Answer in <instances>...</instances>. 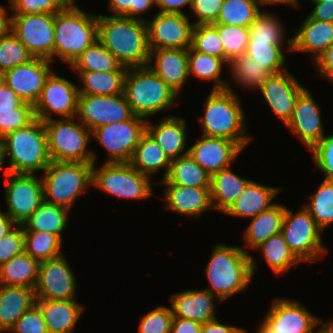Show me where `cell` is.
<instances>
[{
    "label": "cell",
    "instance_id": "obj_41",
    "mask_svg": "<svg viewBox=\"0 0 333 333\" xmlns=\"http://www.w3.org/2000/svg\"><path fill=\"white\" fill-rule=\"evenodd\" d=\"M257 249L261 251L267 265L278 276L300 263L290 251L281 232L272 235L267 241L258 246Z\"/></svg>",
    "mask_w": 333,
    "mask_h": 333
},
{
    "label": "cell",
    "instance_id": "obj_49",
    "mask_svg": "<svg viewBox=\"0 0 333 333\" xmlns=\"http://www.w3.org/2000/svg\"><path fill=\"white\" fill-rule=\"evenodd\" d=\"M191 48L197 52L221 58L226 64L229 63V60L224 56L222 42L218 36L217 29L212 24L193 26Z\"/></svg>",
    "mask_w": 333,
    "mask_h": 333
},
{
    "label": "cell",
    "instance_id": "obj_18",
    "mask_svg": "<svg viewBox=\"0 0 333 333\" xmlns=\"http://www.w3.org/2000/svg\"><path fill=\"white\" fill-rule=\"evenodd\" d=\"M148 27V45L150 49H188L191 47L193 22L186 13L158 12Z\"/></svg>",
    "mask_w": 333,
    "mask_h": 333
},
{
    "label": "cell",
    "instance_id": "obj_58",
    "mask_svg": "<svg viewBox=\"0 0 333 333\" xmlns=\"http://www.w3.org/2000/svg\"><path fill=\"white\" fill-rule=\"evenodd\" d=\"M24 101L6 84L0 87V113L15 112Z\"/></svg>",
    "mask_w": 333,
    "mask_h": 333
},
{
    "label": "cell",
    "instance_id": "obj_60",
    "mask_svg": "<svg viewBox=\"0 0 333 333\" xmlns=\"http://www.w3.org/2000/svg\"><path fill=\"white\" fill-rule=\"evenodd\" d=\"M201 333H247V330L237 326L223 325L217 318L202 324Z\"/></svg>",
    "mask_w": 333,
    "mask_h": 333
},
{
    "label": "cell",
    "instance_id": "obj_13",
    "mask_svg": "<svg viewBox=\"0 0 333 333\" xmlns=\"http://www.w3.org/2000/svg\"><path fill=\"white\" fill-rule=\"evenodd\" d=\"M5 212L15 225L23 226L44 201L41 178L35 174L5 172Z\"/></svg>",
    "mask_w": 333,
    "mask_h": 333
},
{
    "label": "cell",
    "instance_id": "obj_30",
    "mask_svg": "<svg viewBox=\"0 0 333 333\" xmlns=\"http://www.w3.org/2000/svg\"><path fill=\"white\" fill-rule=\"evenodd\" d=\"M35 304L34 289L0 285V333L9 331L15 322Z\"/></svg>",
    "mask_w": 333,
    "mask_h": 333
},
{
    "label": "cell",
    "instance_id": "obj_33",
    "mask_svg": "<svg viewBox=\"0 0 333 333\" xmlns=\"http://www.w3.org/2000/svg\"><path fill=\"white\" fill-rule=\"evenodd\" d=\"M286 206L274 203L268 210L253 217L246 226L243 239L249 249H255L267 241L272 235L281 232V226Z\"/></svg>",
    "mask_w": 333,
    "mask_h": 333
},
{
    "label": "cell",
    "instance_id": "obj_23",
    "mask_svg": "<svg viewBox=\"0 0 333 333\" xmlns=\"http://www.w3.org/2000/svg\"><path fill=\"white\" fill-rule=\"evenodd\" d=\"M148 66L180 95L189 78L188 49H150Z\"/></svg>",
    "mask_w": 333,
    "mask_h": 333
},
{
    "label": "cell",
    "instance_id": "obj_45",
    "mask_svg": "<svg viewBox=\"0 0 333 333\" xmlns=\"http://www.w3.org/2000/svg\"><path fill=\"white\" fill-rule=\"evenodd\" d=\"M24 251L39 262L56 258L61 252L62 240L49 232H24Z\"/></svg>",
    "mask_w": 333,
    "mask_h": 333
},
{
    "label": "cell",
    "instance_id": "obj_40",
    "mask_svg": "<svg viewBox=\"0 0 333 333\" xmlns=\"http://www.w3.org/2000/svg\"><path fill=\"white\" fill-rule=\"evenodd\" d=\"M72 71L109 72L128 70L127 67L105 48L98 40L81 53L70 65Z\"/></svg>",
    "mask_w": 333,
    "mask_h": 333
},
{
    "label": "cell",
    "instance_id": "obj_70",
    "mask_svg": "<svg viewBox=\"0 0 333 333\" xmlns=\"http://www.w3.org/2000/svg\"><path fill=\"white\" fill-rule=\"evenodd\" d=\"M4 169L2 164V153H1V143H0V170Z\"/></svg>",
    "mask_w": 333,
    "mask_h": 333
},
{
    "label": "cell",
    "instance_id": "obj_5",
    "mask_svg": "<svg viewBox=\"0 0 333 333\" xmlns=\"http://www.w3.org/2000/svg\"><path fill=\"white\" fill-rule=\"evenodd\" d=\"M97 40V15L83 11L77 4L54 14L53 61L57 56L71 65Z\"/></svg>",
    "mask_w": 333,
    "mask_h": 333
},
{
    "label": "cell",
    "instance_id": "obj_53",
    "mask_svg": "<svg viewBox=\"0 0 333 333\" xmlns=\"http://www.w3.org/2000/svg\"><path fill=\"white\" fill-rule=\"evenodd\" d=\"M310 152L316 168L326 175L324 180H333V134L324 135Z\"/></svg>",
    "mask_w": 333,
    "mask_h": 333
},
{
    "label": "cell",
    "instance_id": "obj_67",
    "mask_svg": "<svg viewBox=\"0 0 333 333\" xmlns=\"http://www.w3.org/2000/svg\"><path fill=\"white\" fill-rule=\"evenodd\" d=\"M259 5H278V4H285V5H290V6H299L298 0H258Z\"/></svg>",
    "mask_w": 333,
    "mask_h": 333
},
{
    "label": "cell",
    "instance_id": "obj_69",
    "mask_svg": "<svg viewBox=\"0 0 333 333\" xmlns=\"http://www.w3.org/2000/svg\"><path fill=\"white\" fill-rule=\"evenodd\" d=\"M5 85V71L0 70V87Z\"/></svg>",
    "mask_w": 333,
    "mask_h": 333
},
{
    "label": "cell",
    "instance_id": "obj_62",
    "mask_svg": "<svg viewBox=\"0 0 333 333\" xmlns=\"http://www.w3.org/2000/svg\"><path fill=\"white\" fill-rule=\"evenodd\" d=\"M193 0H155V5L159 7V12L161 13H181L183 12V7L189 5L191 7Z\"/></svg>",
    "mask_w": 333,
    "mask_h": 333
},
{
    "label": "cell",
    "instance_id": "obj_21",
    "mask_svg": "<svg viewBox=\"0 0 333 333\" xmlns=\"http://www.w3.org/2000/svg\"><path fill=\"white\" fill-rule=\"evenodd\" d=\"M242 150L234 141L202 135L193 146H190L188 153L211 177L229 168Z\"/></svg>",
    "mask_w": 333,
    "mask_h": 333
},
{
    "label": "cell",
    "instance_id": "obj_16",
    "mask_svg": "<svg viewBox=\"0 0 333 333\" xmlns=\"http://www.w3.org/2000/svg\"><path fill=\"white\" fill-rule=\"evenodd\" d=\"M78 88L69 80L53 71L46 78L41 94L34 104L35 118L43 122L53 119V114L61 118L77 115Z\"/></svg>",
    "mask_w": 333,
    "mask_h": 333
},
{
    "label": "cell",
    "instance_id": "obj_48",
    "mask_svg": "<svg viewBox=\"0 0 333 333\" xmlns=\"http://www.w3.org/2000/svg\"><path fill=\"white\" fill-rule=\"evenodd\" d=\"M32 59L34 56L11 30L0 37V70H10Z\"/></svg>",
    "mask_w": 333,
    "mask_h": 333
},
{
    "label": "cell",
    "instance_id": "obj_47",
    "mask_svg": "<svg viewBox=\"0 0 333 333\" xmlns=\"http://www.w3.org/2000/svg\"><path fill=\"white\" fill-rule=\"evenodd\" d=\"M222 42L224 56L230 61L245 54L249 42V27L229 24H212Z\"/></svg>",
    "mask_w": 333,
    "mask_h": 333
},
{
    "label": "cell",
    "instance_id": "obj_26",
    "mask_svg": "<svg viewBox=\"0 0 333 333\" xmlns=\"http://www.w3.org/2000/svg\"><path fill=\"white\" fill-rule=\"evenodd\" d=\"M147 121L146 131L155 139L170 160L188 153L186 148V120L176 115H168L153 125Z\"/></svg>",
    "mask_w": 333,
    "mask_h": 333
},
{
    "label": "cell",
    "instance_id": "obj_19",
    "mask_svg": "<svg viewBox=\"0 0 333 333\" xmlns=\"http://www.w3.org/2000/svg\"><path fill=\"white\" fill-rule=\"evenodd\" d=\"M305 89L292 73L271 74L258 89L274 114L286 126L291 120L297 97Z\"/></svg>",
    "mask_w": 333,
    "mask_h": 333
},
{
    "label": "cell",
    "instance_id": "obj_56",
    "mask_svg": "<svg viewBox=\"0 0 333 333\" xmlns=\"http://www.w3.org/2000/svg\"><path fill=\"white\" fill-rule=\"evenodd\" d=\"M224 0H193L191 9L198 17L194 25L213 24L217 21Z\"/></svg>",
    "mask_w": 333,
    "mask_h": 333
},
{
    "label": "cell",
    "instance_id": "obj_17",
    "mask_svg": "<svg viewBox=\"0 0 333 333\" xmlns=\"http://www.w3.org/2000/svg\"><path fill=\"white\" fill-rule=\"evenodd\" d=\"M65 255L39 263L34 288L36 300H72L77 295V280Z\"/></svg>",
    "mask_w": 333,
    "mask_h": 333
},
{
    "label": "cell",
    "instance_id": "obj_65",
    "mask_svg": "<svg viewBox=\"0 0 333 333\" xmlns=\"http://www.w3.org/2000/svg\"><path fill=\"white\" fill-rule=\"evenodd\" d=\"M15 226L13 220L0 209V239Z\"/></svg>",
    "mask_w": 333,
    "mask_h": 333
},
{
    "label": "cell",
    "instance_id": "obj_39",
    "mask_svg": "<svg viewBox=\"0 0 333 333\" xmlns=\"http://www.w3.org/2000/svg\"><path fill=\"white\" fill-rule=\"evenodd\" d=\"M287 46L283 44H270L262 41H249L245 55L255 59L271 74L283 72L286 69V58L284 51H292V37L286 40ZM283 47V49H282ZM285 48V49H284Z\"/></svg>",
    "mask_w": 333,
    "mask_h": 333
},
{
    "label": "cell",
    "instance_id": "obj_54",
    "mask_svg": "<svg viewBox=\"0 0 333 333\" xmlns=\"http://www.w3.org/2000/svg\"><path fill=\"white\" fill-rule=\"evenodd\" d=\"M24 249V229L21 225H15L0 239V265L23 253Z\"/></svg>",
    "mask_w": 333,
    "mask_h": 333
},
{
    "label": "cell",
    "instance_id": "obj_43",
    "mask_svg": "<svg viewBox=\"0 0 333 333\" xmlns=\"http://www.w3.org/2000/svg\"><path fill=\"white\" fill-rule=\"evenodd\" d=\"M303 207L324 232L333 223V180H324Z\"/></svg>",
    "mask_w": 333,
    "mask_h": 333
},
{
    "label": "cell",
    "instance_id": "obj_28",
    "mask_svg": "<svg viewBox=\"0 0 333 333\" xmlns=\"http://www.w3.org/2000/svg\"><path fill=\"white\" fill-rule=\"evenodd\" d=\"M280 191L281 187L262 185L251 180L223 214L252 219L273 206L274 202H271Z\"/></svg>",
    "mask_w": 333,
    "mask_h": 333
},
{
    "label": "cell",
    "instance_id": "obj_37",
    "mask_svg": "<svg viewBox=\"0 0 333 333\" xmlns=\"http://www.w3.org/2000/svg\"><path fill=\"white\" fill-rule=\"evenodd\" d=\"M164 179L173 185L210 188L211 177L187 153L177 159L171 160L168 174Z\"/></svg>",
    "mask_w": 333,
    "mask_h": 333
},
{
    "label": "cell",
    "instance_id": "obj_46",
    "mask_svg": "<svg viewBox=\"0 0 333 333\" xmlns=\"http://www.w3.org/2000/svg\"><path fill=\"white\" fill-rule=\"evenodd\" d=\"M278 18L268 11H261L249 26V41L284 43V29Z\"/></svg>",
    "mask_w": 333,
    "mask_h": 333
},
{
    "label": "cell",
    "instance_id": "obj_27",
    "mask_svg": "<svg viewBox=\"0 0 333 333\" xmlns=\"http://www.w3.org/2000/svg\"><path fill=\"white\" fill-rule=\"evenodd\" d=\"M294 34L291 36L292 51L312 53L315 61L333 44V22L310 19L307 16Z\"/></svg>",
    "mask_w": 333,
    "mask_h": 333
},
{
    "label": "cell",
    "instance_id": "obj_31",
    "mask_svg": "<svg viewBox=\"0 0 333 333\" xmlns=\"http://www.w3.org/2000/svg\"><path fill=\"white\" fill-rule=\"evenodd\" d=\"M128 163L139 173L149 177L163 169L165 171H162L164 173L162 174V179H164L168 174L171 160L155 139L146 131L134 149Z\"/></svg>",
    "mask_w": 333,
    "mask_h": 333
},
{
    "label": "cell",
    "instance_id": "obj_24",
    "mask_svg": "<svg viewBox=\"0 0 333 333\" xmlns=\"http://www.w3.org/2000/svg\"><path fill=\"white\" fill-rule=\"evenodd\" d=\"M164 185V200L168 211H175L178 215L199 218L204 212L213 209L210 188L185 187L173 185L162 179L159 184Z\"/></svg>",
    "mask_w": 333,
    "mask_h": 333
},
{
    "label": "cell",
    "instance_id": "obj_4",
    "mask_svg": "<svg viewBox=\"0 0 333 333\" xmlns=\"http://www.w3.org/2000/svg\"><path fill=\"white\" fill-rule=\"evenodd\" d=\"M237 94L234 90H211L204 102V116L199 120L202 135L225 138L244 149L252 137L246 134V117Z\"/></svg>",
    "mask_w": 333,
    "mask_h": 333
},
{
    "label": "cell",
    "instance_id": "obj_32",
    "mask_svg": "<svg viewBox=\"0 0 333 333\" xmlns=\"http://www.w3.org/2000/svg\"><path fill=\"white\" fill-rule=\"evenodd\" d=\"M250 181V179L238 176L230 168L213 174L210 180V197L213 210L224 213L242 194Z\"/></svg>",
    "mask_w": 333,
    "mask_h": 333
},
{
    "label": "cell",
    "instance_id": "obj_12",
    "mask_svg": "<svg viewBox=\"0 0 333 333\" xmlns=\"http://www.w3.org/2000/svg\"><path fill=\"white\" fill-rule=\"evenodd\" d=\"M146 124L147 119L133 115L125 121L96 128L91 132V137L108 152L105 162H129L146 132Z\"/></svg>",
    "mask_w": 333,
    "mask_h": 333
},
{
    "label": "cell",
    "instance_id": "obj_71",
    "mask_svg": "<svg viewBox=\"0 0 333 333\" xmlns=\"http://www.w3.org/2000/svg\"><path fill=\"white\" fill-rule=\"evenodd\" d=\"M311 2H321V1H324V0H309Z\"/></svg>",
    "mask_w": 333,
    "mask_h": 333
},
{
    "label": "cell",
    "instance_id": "obj_72",
    "mask_svg": "<svg viewBox=\"0 0 333 333\" xmlns=\"http://www.w3.org/2000/svg\"><path fill=\"white\" fill-rule=\"evenodd\" d=\"M72 4H75L76 0H69Z\"/></svg>",
    "mask_w": 333,
    "mask_h": 333
},
{
    "label": "cell",
    "instance_id": "obj_34",
    "mask_svg": "<svg viewBox=\"0 0 333 333\" xmlns=\"http://www.w3.org/2000/svg\"><path fill=\"white\" fill-rule=\"evenodd\" d=\"M39 261L25 251L0 265V285L34 289L38 279Z\"/></svg>",
    "mask_w": 333,
    "mask_h": 333
},
{
    "label": "cell",
    "instance_id": "obj_22",
    "mask_svg": "<svg viewBox=\"0 0 333 333\" xmlns=\"http://www.w3.org/2000/svg\"><path fill=\"white\" fill-rule=\"evenodd\" d=\"M306 88L297 97L287 128L310 150L325 135L318 104Z\"/></svg>",
    "mask_w": 333,
    "mask_h": 333
},
{
    "label": "cell",
    "instance_id": "obj_42",
    "mask_svg": "<svg viewBox=\"0 0 333 333\" xmlns=\"http://www.w3.org/2000/svg\"><path fill=\"white\" fill-rule=\"evenodd\" d=\"M229 73L232 74L234 81L249 90H258L271 73L261 64H258L255 59L247 56H237L227 64Z\"/></svg>",
    "mask_w": 333,
    "mask_h": 333
},
{
    "label": "cell",
    "instance_id": "obj_25",
    "mask_svg": "<svg viewBox=\"0 0 333 333\" xmlns=\"http://www.w3.org/2000/svg\"><path fill=\"white\" fill-rule=\"evenodd\" d=\"M215 298L218 299L204 288L174 293L170 298L173 316L201 324L215 320Z\"/></svg>",
    "mask_w": 333,
    "mask_h": 333
},
{
    "label": "cell",
    "instance_id": "obj_29",
    "mask_svg": "<svg viewBox=\"0 0 333 333\" xmlns=\"http://www.w3.org/2000/svg\"><path fill=\"white\" fill-rule=\"evenodd\" d=\"M48 333H72L84 307L72 300H36Z\"/></svg>",
    "mask_w": 333,
    "mask_h": 333
},
{
    "label": "cell",
    "instance_id": "obj_10",
    "mask_svg": "<svg viewBox=\"0 0 333 333\" xmlns=\"http://www.w3.org/2000/svg\"><path fill=\"white\" fill-rule=\"evenodd\" d=\"M281 233L290 251L301 263L321 260L328 253L322 243V229L304 207L295 214L285 208Z\"/></svg>",
    "mask_w": 333,
    "mask_h": 333
},
{
    "label": "cell",
    "instance_id": "obj_2",
    "mask_svg": "<svg viewBox=\"0 0 333 333\" xmlns=\"http://www.w3.org/2000/svg\"><path fill=\"white\" fill-rule=\"evenodd\" d=\"M213 247L204 270L210 287L204 289L216 296L218 302H224L247 289L257 265L254 258L242 247L220 243Z\"/></svg>",
    "mask_w": 333,
    "mask_h": 333
},
{
    "label": "cell",
    "instance_id": "obj_51",
    "mask_svg": "<svg viewBox=\"0 0 333 333\" xmlns=\"http://www.w3.org/2000/svg\"><path fill=\"white\" fill-rule=\"evenodd\" d=\"M173 317L171 308L156 307L141 318L138 333H170Z\"/></svg>",
    "mask_w": 333,
    "mask_h": 333
},
{
    "label": "cell",
    "instance_id": "obj_44",
    "mask_svg": "<svg viewBox=\"0 0 333 333\" xmlns=\"http://www.w3.org/2000/svg\"><path fill=\"white\" fill-rule=\"evenodd\" d=\"M260 9L258 0H224L215 23L249 27Z\"/></svg>",
    "mask_w": 333,
    "mask_h": 333
},
{
    "label": "cell",
    "instance_id": "obj_7",
    "mask_svg": "<svg viewBox=\"0 0 333 333\" xmlns=\"http://www.w3.org/2000/svg\"><path fill=\"white\" fill-rule=\"evenodd\" d=\"M93 162L51 161L43 171L44 201L71 211L76 199L92 185Z\"/></svg>",
    "mask_w": 333,
    "mask_h": 333
},
{
    "label": "cell",
    "instance_id": "obj_11",
    "mask_svg": "<svg viewBox=\"0 0 333 333\" xmlns=\"http://www.w3.org/2000/svg\"><path fill=\"white\" fill-rule=\"evenodd\" d=\"M322 321L300 302L278 297L270 305L257 333H320L329 324L321 325Z\"/></svg>",
    "mask_w": 333,
    "mask_h": 333
},
{
    "label": "cell",
    "instance_id": "obj_61",
    "mask_svg": "<svg viewBox=\"0 0 333 333\" xmlns=\"http://www.w3.org/2000/svg\"><path fill=\"white\" fill-rule=\"evenodd\" d=\"M202 324L190 319L173 317L170 333H201Z\"/></svg>",
    "mask_w": 333,
    "mask_h": 333
},
{
    "label": "cell",
    "instance_id": "obj_8",
    "mask_svg": "<svg viewBox=\"0 0 333 333\" xmlns=\"http://www.w3.org/2000/svg\"><path fill=\"white\" fill-rule=\"evenodd\" d=\"M75 119L76 116L53 118L44 122L50 160L96 163V154L87 147L91 140V131L80 121L76 123Z\"/></svg>",
    "mask_w": 333,
    "mask_h": 333
},
{
    "label": "cell",
    "instance_id": "obj_36",
    "mask_svg": "<svg viewBox=\"0 0 333 333\" xmlns=\"http://www.w3.org/2000/svg\"><path fill=\"white\" fill-rule=\"evenodd\" d=\"M83 86L77 87L79 94L109 96L124 93L127 70L109 72L76 71Z\"/></svg>",
    "mask_w": 333,
    "mask_h": 333
},
{
    "label": "cell",
    "instance_id": "obj_15",
    "mask_svg": "<svg viewBox=\"0 0 333 333\" xmlns=\"http://www.w3.org/2000/svg\"><path fill=\"white\" fill-rule=\"evenodd\" d=\"M133 115L124 93L109 96L78 95L77 121L91 132L103 125L130 119Z\"/></svg>",
    "mask_w": 333,
    "mask_h": 333
},
{
    "label": "cell",
    "instance_id": "obj_1",
    "mask_svg": "<svg viewBox=\"0 0 333 333\" xmlns=\"http://www.w3.org/2000/svg\"><path fill=\"white\" fill-rule=\"evenodd\" d=\"M98 41L127 68L148 66V27L143 20L97 15Z\"/></svg>",
    "mask_w": 333,
    "mask_h": 333
},
{
    "label": "cell",
    "instance_id": "obj_6",
    "mask_svg": "<svg viewBox=\"0 0 333 333\" xmlns=\"http://www.w3.org/2000/svg\"><path fill=\"white\" fill-rule=\"evenodd\" d=\"M124 95L133 114L145 119L177 105L179 98L149 66L128 68Z\"/></svg>",
    "mask_w": 333,
    "mask_h": 333
},
{
    "label": "cell",
    "instance_id": "obj_57",
    "mask_svg": "<svg viewBox=\"0 0 333 333\" xmlns=\"http://www.w3.org/2000/svg\"><path fill=\"white\" fill-rule=\"evenodd\" d=\"M317 72L327 81L333 82V44H331L315 61Z\"/></svg>",
    "mask_w": 333,
    "mask_h": 333
},
{
    "label": "cell",
    "instance_id": "obj_3",
    "mask_svg": "<svg viewBox=\"0 0 333 333\" xmlns=\"http://www.w3.org/2000/svg\"><path fill=\"white\" fill-rule=\"evenodd\" d=\"M0 143L3 168L9 157L4 172L34 174L40 170L43 172L51 162L45 125L38 118L25 127L7 133Z\"/></svg>",
    "mask_w": 333,
    "mask_h": 333
},
{
    "label": "cell",
    "instance_id": "obj_14",
    "mask_svg": "<svg viewBox=\"0 0 333 333\" xmlns=\"http://www.w3.org/2000/svg\"><path fill=\"white\" fill-rule=\"evenodd\" d=\"M10 30L34 58L48 59L53 63L54 14H12Z\"/></svg>",
    "mask_w": 333,
    "mask_h": 333
},
{
    "label": "cell",
    "instance_id": "obj_66",
    "mask_svg": "<svg viewBox=\"0 0 333 333\" xmlns=\"http://www.w3.org/2000/svg\"><path fill=\"white\" fill-rule=\"evenodd\" d=\"M7 9L0 5V37L5 35L10 30V18Z\"/></svg>",
    "mask_w": 333,
    "mask_h": 333
},
{
    "label": "cell",
    "instance_id": "obj_64",
    "mask_svg": "<svg viewBox=\"0 0 333 333\" xmlns=\"http://www.w3.org/2000/svg\"><path fill=\"white\" fill-rule=\"evenodd\" d=\"M130 5L132 0H109L108 7L114 16H124L130 18Z\"/></svg>",
    "mask_w": 333,
    "mask_h": 333
},
{
    "label": "cell",
    "instance_id": "obj_9",
    "mask_svg": "<svg viewBox=\"0 0 333 333\" xmlns=\"http://www.w3.org/2000/svg\"><path fill=\"white\" fill-rule=\"evenodd\" d=\"M96 167V168H95ZM151 177L139 173L128 162H104L92 165V185L112 196L147 199L153 195Z\"/></svg>",
    "mask_w": 333,
    "mask_h": 333
},
{
    "label": "cell",
    "instance_id": "obj_35",
    "mask_svg": "<svg viewBox=\"0 0 333 333\" xmlns=\"http://www.w3.org/2000/svg\"><path fill=\"white\" fill-rule=\"evenodd\" d=\"M70 212L64 206L43 201L22 227L24 232H49L63 240L62 232L68 226Z\"/></svg>",
    "mask_w": 333,
    "mask_h": 333
},
{
    "label": "cell",
    "instance_id": "obj_55",
    "mask_svg": "<svg viewBox=\"0 0 333 333\" xmlns=\"http://www.w3.org/2000/svg\"><path fill=\"white\" fill-rule=\"evenodd\" d=\"M14 333H48L42 312L35 304L9 329Z\"/></svg>",
    "mask_w": 333,
    "mask_h": 333
},
{
    "label": "cell",
    "instance_id": "obj_52",
    "mask_svg": "<svg viewBox=\"0 0 333 333\" xmlns=\"http://www.w3.org/2000/svg\"><path fill=\"white\" fill-rule=\"evenodd\" d=\"M34 119V107L26 102L15 108V112L0 113V138L11 131L27 126Z\"/></svg>",
    "mask_w": 333,
    "mask_h": 333
},
{
    "label": "cell",
    "instance_id": "obj_38",
    "mask_svg": "<svg viewBox=\"0 0 333 333\" xmlns=\"http://www.w3.org/2000/svg\"><path fill=\"white\" fill-rule=\"evenodd\" d=\"M225 63L221 58L197 52L191 47L188 48L189 77L194 74L200 80L212 81L211 90L227 89L233 91L229 81L223 80L221 77L222 67Z\"/></svg>",
    "mask_w": 333,
    "mask_h": 333
},
{
    "label": "cell",
    "instance_id": "obj_59",
    "mask_svg": "<svg viewBox=\"0 0 333 333\" xmlns=\"http://www.w3.org/2000/svg\"><path fill=\"white\" fill-rule=\"evenodd\" d=\"M313 10L309 13L310 19L333 22V0H324L321 2H312Z\"/></svg>",
    "mask_w": 333,
    "mask_h": 333
},
{
    "label": "cell",
    "instance_id": "obj_20",
    "mask_svg": "<svg viewBox=\"0 0 333 333\" xmlns=\"http://www.w3.org/2000/svg\"><path fill=\"white\" fill-rule=\"evenodd\" d=\"M51 64L48 59L34 58L26 64L5 71V84L24 102L34 106L46 78L52 72Z\"/></svg>",
    "mask_w": 333,
    "mask_h": 333
},
{
    "label": "cell",
    "instance_id": "obj_50",
    "mask_svg": "<svg viewBox=\"0 0 333 333\" xmlns=\"http://www.w3.org/2000/svg\"><path fill=\"white\" fill-rule=\"evenodd\" d=\"M71 4L69 0H9L13 14H55Z\"/></svg>",
    "mask_w": 333,
    "mask_h": 333
},
{
    "label": "cell",
    "instance_id": "obj_63",
    "mask_svg": "<svg viewBox=\"0 0 333 333\" xmlns=\"http://www.w3.org/2000/svg\"><path fill=\"white\" fill-rule=\"evenodd\" d=\"M152 7H155V0H132V5H130V18L147 21V18L140 16L149 12Z\"/></svg>",
    "mask_w": 333,
    "mask_h": 333
},
{
    "label": "cell",
    "instance_id": "obj_68",
    "mask_svg": "<svg viewBox=\"0 0 333 333\" xmlns=\"http://www.w3.org/2000/svg\"><path fill=\"white\" fill-rule=\"evenodd\" d=\"M328 322L329 324L320 333H333V320Z\"/></svg>",
    "mask_w": 333,
    "mask_h": 333
}]
</instances>
